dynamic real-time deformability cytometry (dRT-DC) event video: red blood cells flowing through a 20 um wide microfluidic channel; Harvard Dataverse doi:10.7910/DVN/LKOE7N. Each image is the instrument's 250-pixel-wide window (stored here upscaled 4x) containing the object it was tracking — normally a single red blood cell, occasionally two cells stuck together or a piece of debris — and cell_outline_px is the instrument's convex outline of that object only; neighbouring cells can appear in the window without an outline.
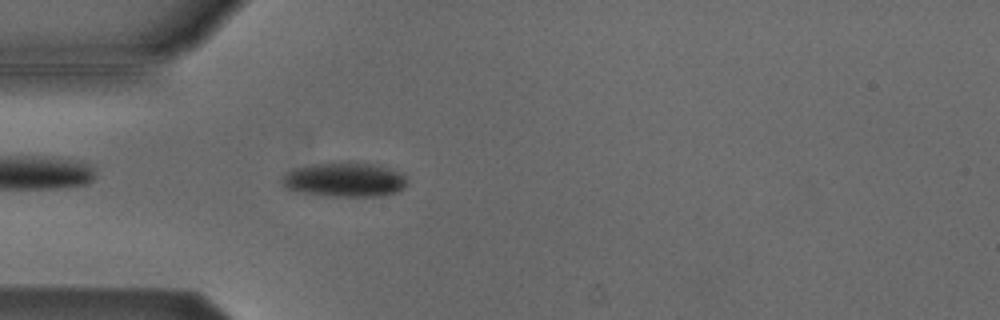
{"species": "Egyptian fruit bat (a non-hibernating species)", "species_latin": "Rousettus aegyptiacus", "temperature_condition": "cold", "stored_images_in_passage": 5, "camera_frame_rate_fps": 3000, "um_per_image_px": 0.085, "animal": {"sex": "male"}, "frame": {"image": 1, "passage_image": 5, "time_ms": 1.333, "image_size_px": [1000, 320], "cell_outline_px": [[408, 184], [404, 188], [396, 192], [380, 196], [324, 196], [300, 192], [284, 188], [280, 184], [280, 180], [288, 172], [296, 168], [316, 164], [348, 160], [372, 164], [388, 168], [400, 172], [408, 180]], "centroid_in_image_um": [29.29, 15.27], "position_along_channel_um": 55.7, "area_um2": 25.43}}